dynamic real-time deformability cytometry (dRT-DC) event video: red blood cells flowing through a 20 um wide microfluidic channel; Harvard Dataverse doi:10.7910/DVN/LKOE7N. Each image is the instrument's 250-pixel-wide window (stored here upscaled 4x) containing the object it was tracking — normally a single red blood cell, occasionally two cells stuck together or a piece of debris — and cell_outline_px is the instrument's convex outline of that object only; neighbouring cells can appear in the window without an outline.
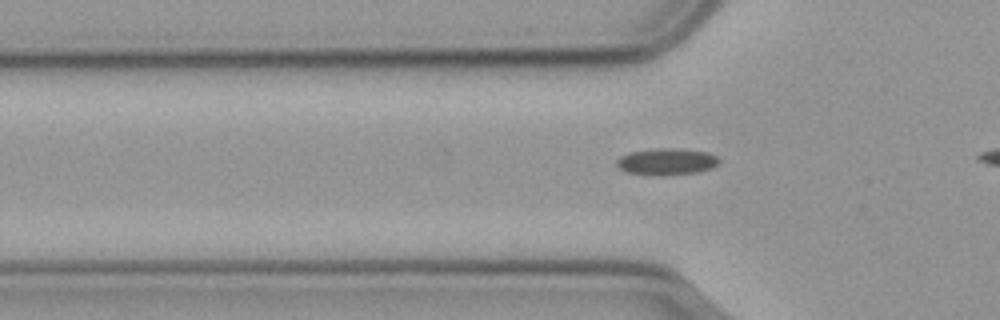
{"species": "common noctule bat (a hibernating species)", "species_latin": "Nyctalus noctula", "temperature_condition": "cold", "stored_images_in_passage": 30, "camera_frame_rate_fps": 3000, "um_per_image_px": 0.085, "animal": {"sex": "male", "body_mass_g": 23.1, "forearm_length_mm": 52.7}, "frame": {"image": 1, "passage_image": 2, "time_ms": 0.333, "image_size_px": [1000, 320], "cell_outline_px": [[720, 160], [712, 168], [696, 172], [628, 172], [620, 168], [616, 164], [616, 160], [620, 156], [628, 152], [656, 148], [680, 148], [708, 152], [716, 156]], "centroid_in_image_um": [56.68, 13.66], "position_along_channel_um": 69.1, "area_um2": 14.97}}
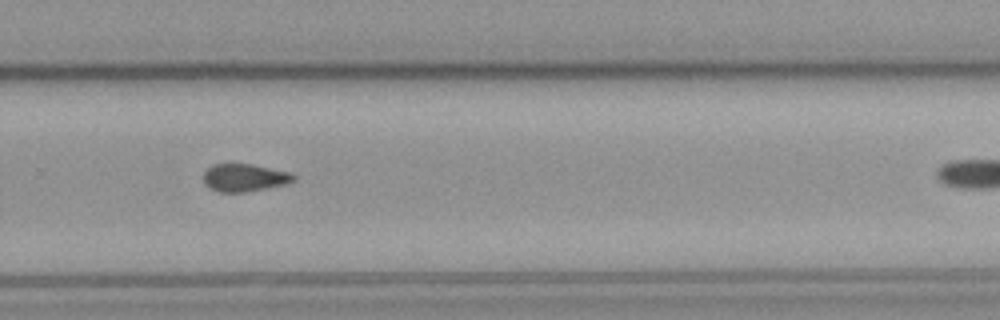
{"frame": {"image": 2, "passage_image": 22, "time_ms": 7.0, "image_size_px": [1000, 320], "cell_outline_px": [[296, 180], [284, 184], [244, 192], [220, 192], [204, 184], [204, 172], [212, 164], [252, 164], [292, 172], [296, 176]], "centroid_in_image_um": [20.8, 15.08], "position_along_channel_um": 309.0, "area_um2": 14.45}}
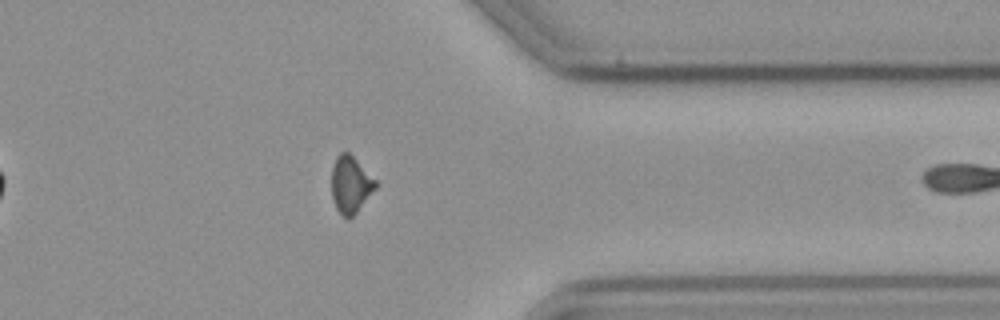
{"frame": {"image": 3, "passage_image": 29, "time_ms": 9.333, "image_size_px": [1000, 320], "cell_outline_px": [[376, 188], [356, 212], [348, 220], [336, 208], [332, 196], [332, 168], [336, 156], [340, 152], [348, 152], [376, 180]], "centroid_in_image_um": [29.78, 15.68], "position_along_channel_um": 381.6, "area_um2": 14.28}}